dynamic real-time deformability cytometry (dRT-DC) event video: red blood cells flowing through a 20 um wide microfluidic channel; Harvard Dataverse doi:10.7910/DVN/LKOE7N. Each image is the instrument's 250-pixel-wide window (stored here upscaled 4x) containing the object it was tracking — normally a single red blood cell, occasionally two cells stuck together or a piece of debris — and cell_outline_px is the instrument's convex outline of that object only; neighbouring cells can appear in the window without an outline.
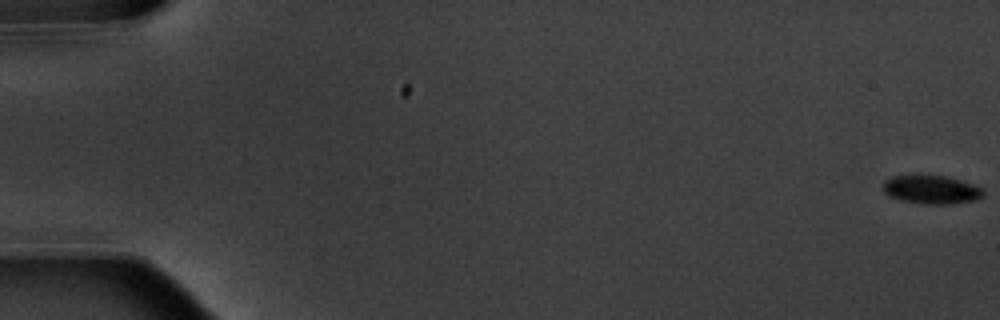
{"species": "common noctule bat (a hibernating species)", "species_latin": "Nyctalus noctula", "temperature_condition": "warm", "stored_images_in_passage": 7, "camera_frame_rate_fps": 3000, "um_per_image_px": 0.085, "animal": {"sex": "male", "body_mass_g": 20.1, "forearm_length_mm": 53.5}, "frame": {"image": 1, "passage_image": 1, "time_ms": 0.0, "image_size_px": [1000, 320], "cell_outline_px": [[984, 196], [976, 200], [952, 204], [920, 204], [888, 196], [884, 192], [884, 180], [892, 176], [920, 172], [948, 176], [984, 188]], "centroid_in_image_um": [79.16, 16.07], "position_along_channel_um": 5.8, "area_um2": 17.46}}
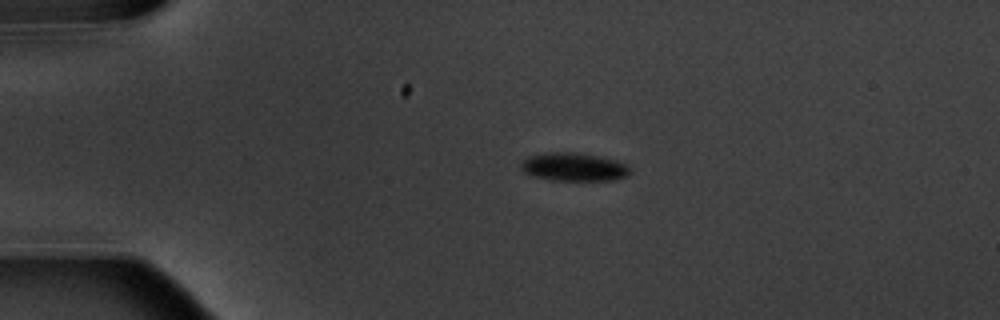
{"frame": {"image": 2, "passage_image": 4, "time_ms": 4.333, "image_size_px": [1000, 320], "cell_outline_px": [[632, 172], [628, 176], [616, 180], [556, 180], [532, 176], [524, 172], [520, 168], [520, 164], [528, 156], [548, 152], [576, 152], [600, 156], [616, 160], [624, 164]], "centroid_in_image_um": [48.78, 14.18], "position_along_channel_um": 36.2, "area_um2": 18.03}}
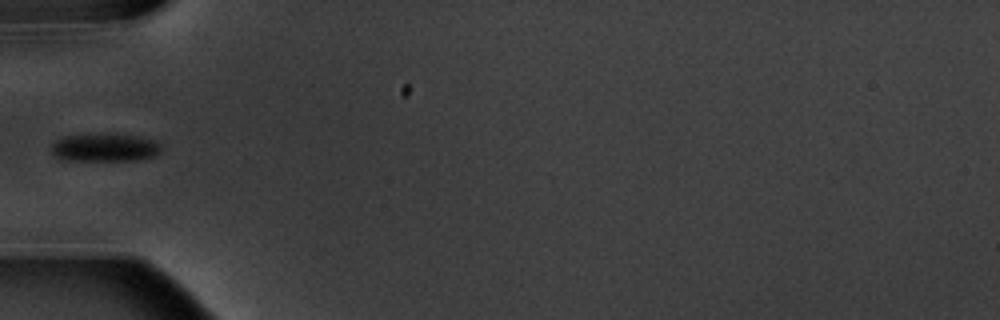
{"frame": {"image": 3, "passage_image": 6, "time_ms": 6.667, "image_size_px": [1000, 320], "cell_outline_px": [[160, 152], [152, 156], [136, 160], [60, 160], [52, 152], [52, 144], [56, 140], [64, 136], [100, 132], [112, 132], [136, 136], [152, 140], [160, 144]], "centroid_in_image_um": [8.86, 12.51], "position_along_channel_um": 76.1, "area_um2": 18.26}}